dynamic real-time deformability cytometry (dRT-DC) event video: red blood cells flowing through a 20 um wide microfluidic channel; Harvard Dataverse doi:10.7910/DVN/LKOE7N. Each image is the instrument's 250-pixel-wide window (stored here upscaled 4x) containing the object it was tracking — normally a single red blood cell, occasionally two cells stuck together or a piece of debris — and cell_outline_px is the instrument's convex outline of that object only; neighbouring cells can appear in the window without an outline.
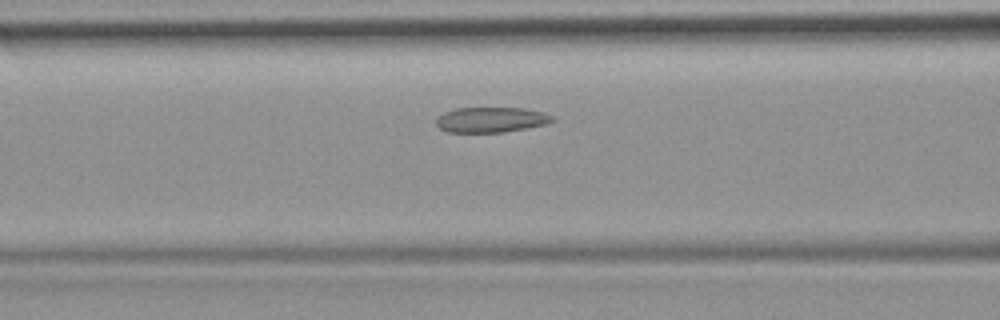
{"species": "common noctule bat (a hibernating species)", "species_latin": "Nyctalus noctula", "temperature_condition": "room temperature", "stored_images_in_passage": 31, "camera_frame_rate_fps": 3000, "um_per_image_px": 0.085, "animal": {"sex": "female", "body_mass_g": 19.9}, "frame": {"image": 1, "passage_image": 10, "time_ms": 3.0, "image_size_px": [1000, 320], "cell_outline_px": [[556, 120], [548, 124], [504, 132], [448, 132], [440, 128], [436, 124], [436, 120], [444, 112], [456, 108], [524, 108], [544, 112], [552, 116]], "centroid_in_image_um": [41.78, 10.17], "position_along_channel_um": 124.8, "area_um2": 17.11}}
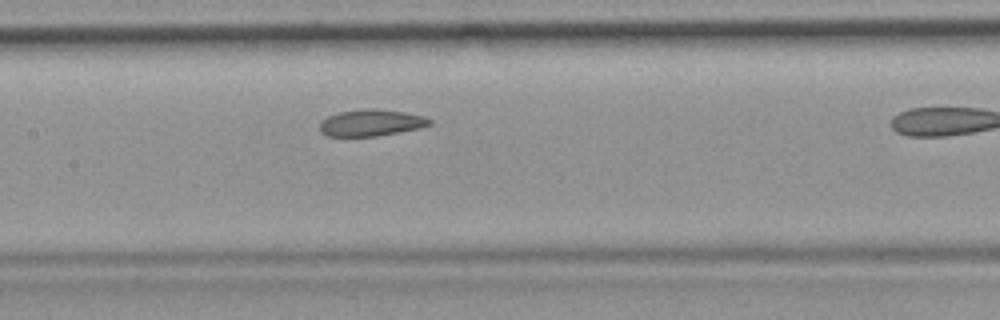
{"frame": {"image": 2, "passage_image": 14, "time_ms": 4.333, "image_size_px": [1000, 320], "cell_outline_px": [[432, 124], [420, 128], [376, 136], [328, 136], [320, 132], [320, 120], [328, 116], [340, 112], [368, 108], [376, 108], [404, 112], [424, 116], [432, 120]], "centroid_in_image_um": [31.54, 10.43], "position_along_channel_um": 175.9, "area_um2": 17.05}}